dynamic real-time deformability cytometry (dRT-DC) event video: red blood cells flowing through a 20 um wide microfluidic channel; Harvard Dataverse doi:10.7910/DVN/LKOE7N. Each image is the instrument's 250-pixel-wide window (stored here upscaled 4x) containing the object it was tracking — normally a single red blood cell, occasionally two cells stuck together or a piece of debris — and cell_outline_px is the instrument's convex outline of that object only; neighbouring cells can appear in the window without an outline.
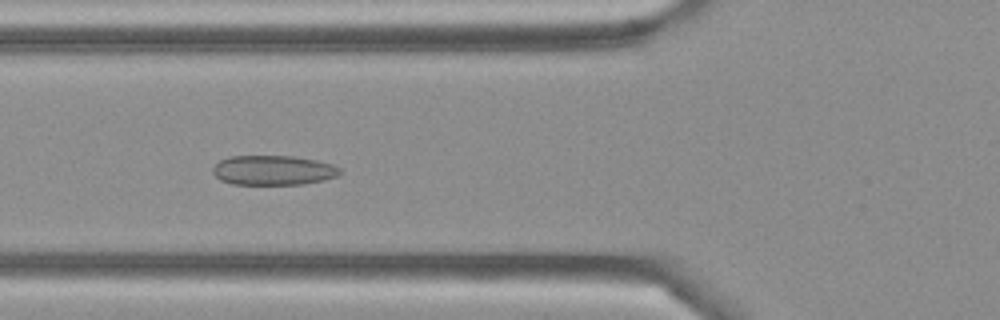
{"species": "Egyptian fruit bat (a non-hibernating species)", "species_latin": "Rousettus aegyptiacus", "temperature_condition": "cold", "stored_images_in_passage": 49, "camera_frame_rate_fps": 3000, "um_per_image_px": 0.085, "frame": {"image": 1, "passage_image": 18, "time_ms": 5.667, "image_size_px": [1000, 320], "cell_outline_px": [[340, 172], [336, 176], [304, 184], [232, 184], [220, 180], [212, 172], [212, 168], [220, 160], [228, 156], [292, 156], [316, 160], [332, 164], [340, 168]], "centroid_in_image_um": [23.18, 14.46], "position_along_channel_um": 102.6, "area_um2": 21.85}}
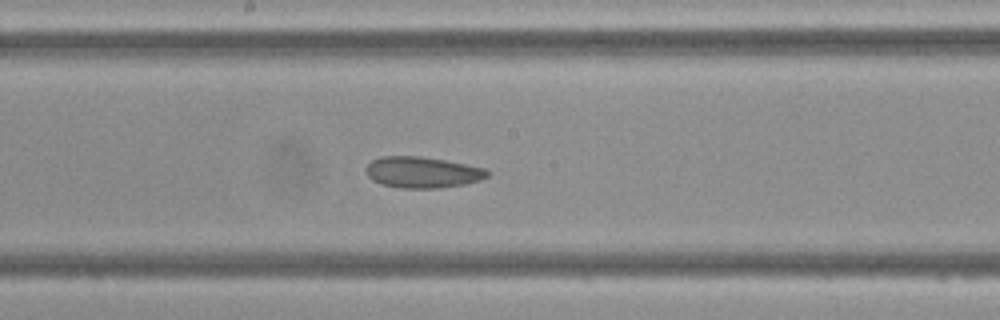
{"frame": {"image": 2, "passage_image": 26, "time_ms": 8.333, "image_size_px": [1000, 320], "cell_outline_px": [[488, 176], [480, 180], [464, 184], [440, 188], [400, 188], [380, 184], [372, 180], [368, 176], [364, 168], [372, 160], [380, 156], [420, 156], [444, 160], [488, 168]], "centroid_in_image_um": [35.88, 14.64], "position_along_channel_um": 212.3, "area_um2": 22.2}}
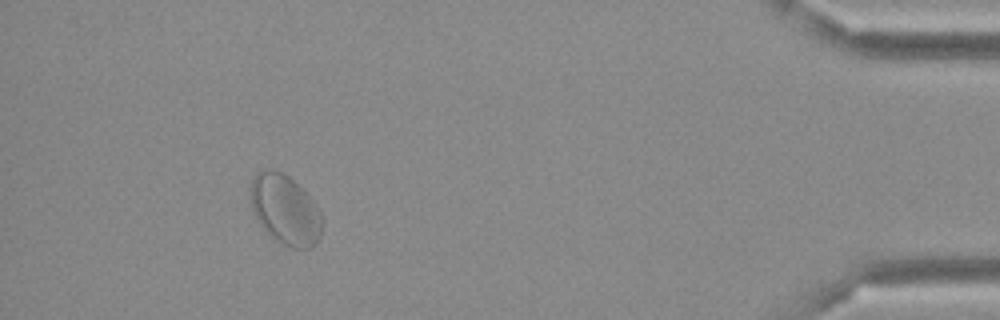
{"frame": {"image": 3, "passage_image": 45, "time_ms": 14.667, "image_size_px": [1000, 320], "cell_outline_px": [[324, 220], [320, 236], [316, 244], [308, 248], [292, 248], [276, 240], [260, 224], [252, 208], [252, 176], [256, 172], [268, 168], [280, 172], [288, 176], [316, 204]], "centroid_in_image_um": [24.27, 17.83], "position_along_channel_um": 410.9, "area_um2": 28.67}}